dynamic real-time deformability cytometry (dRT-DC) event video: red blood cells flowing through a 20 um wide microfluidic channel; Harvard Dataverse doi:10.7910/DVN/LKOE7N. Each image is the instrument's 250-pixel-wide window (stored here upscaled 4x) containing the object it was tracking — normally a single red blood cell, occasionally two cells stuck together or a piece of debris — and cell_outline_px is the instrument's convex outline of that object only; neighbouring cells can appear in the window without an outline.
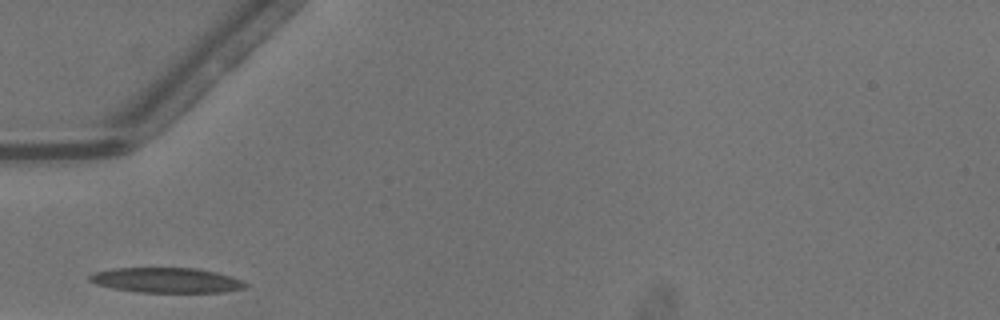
{"species": "common noctule bat (a hibernating species)", "species_latin": "Nyctalus noctula", "temperature_condition": "warm", "stored_images_in_passage": 14, "camera_frame_rate_fps": 3000, "um_per_image_px": 0.085, "animal": {"sex": "male", "body_mass_g": 13.3}, "frame": {"image": 1, "passage_image": 1, "time_ms": 0.0, "image_size_px": [1000, 320], "cell_outline_px": [[252, 284], [244, 288], [224, 292], [140, 292], [112, 288], [96, 284], [88, 280], [88, 276], [96, 272], [112, 268], [196, 268], [216, 272], [232, 276], [244, 280]], "centroid_in_image_um": [14.21, 23.82], "position_along_channel_um": 70.8, "area_um2": 22.89}}
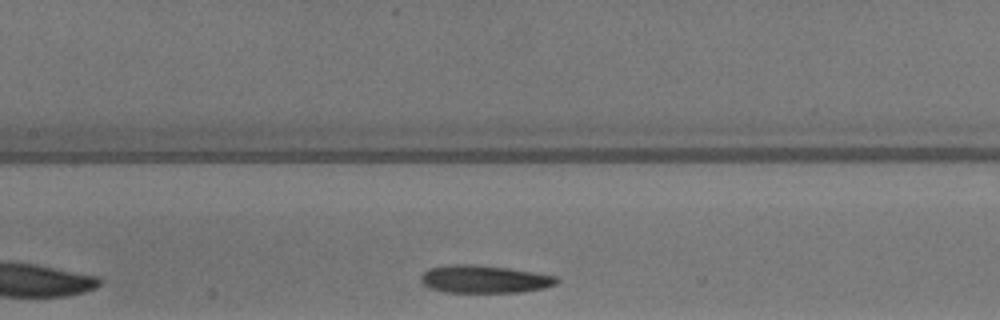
{"frame": {"image": 2, "passage_image": 8, "time_ms": 2.333, "image_size_px": [1000, 320], "cell_outline_px": [[560, 280], [556, 284], [544, 288], [520, 292], [444, 292], [428, 288], [420, 280], [420, 276], [428, 268], [452, 264], [472, 264], [508, 268], [556, 276]], "centroid_in_image_um": [41.14, 23.73], "position_along_channel_um": 166.3, "area_um2": 21.96}}
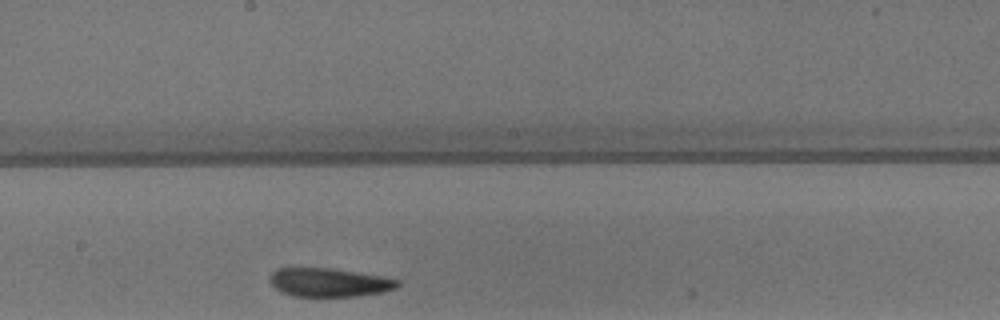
{"frame": {"image": 3, "passage_image": 12, "time_ms": 3.667, "image_size_px": [1000, 320], "cell_outline_px": [[400, 284], [396, 288], [384, 292], [356, 296], [292, 296], [280, 292], [268, 280], [272, 272], [276, 268], [332, 268], [400, 280]], "centroid_in_image_um": [27.94, 24.01], "position_along_channel_um": 220.3, "area_um2": 21.21}}